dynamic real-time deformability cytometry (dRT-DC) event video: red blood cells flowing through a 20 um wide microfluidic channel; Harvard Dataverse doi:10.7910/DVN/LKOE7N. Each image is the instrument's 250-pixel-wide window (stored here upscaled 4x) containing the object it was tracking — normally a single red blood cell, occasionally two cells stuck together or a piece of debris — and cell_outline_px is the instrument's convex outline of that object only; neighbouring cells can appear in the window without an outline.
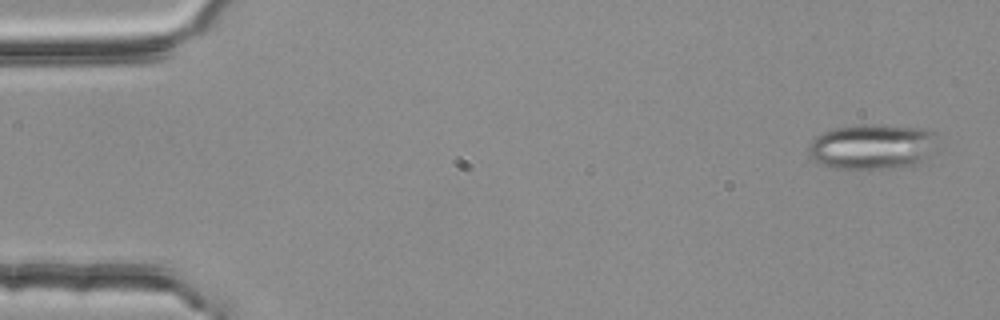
{"species": "common noctule bat (a hibernating species)", "species_latin": "Nyctalus noctula", "temperature_condition": "room temperature", "stored_images_in_passage": 6, "segment_of_instrument_passage": [1, 2], "camera_frame_rate_fps": 3000, "um_per_image_px": 0.085, "animal": {"sex": "female", "body_mass_g": 25.1}, "frame": {"image": 1, "passage_image": 1, "time_ms": 0.0, "image_size_px": [1000, 320], "cell_outline_px": [[940, 152], [924, 164], [900, 168], [836, 168], [820, 164], [812, 160], [808, 156], [808, 148], [812, 140], [816, 136], [824, 132], [836, 128], [864, 124], [884, 124], [928, 128], [936, 132]], "centroid_in_image_um": [74.33, 12.47], "position_along_channel_um": 10.7, "area_um2": 35.6}}